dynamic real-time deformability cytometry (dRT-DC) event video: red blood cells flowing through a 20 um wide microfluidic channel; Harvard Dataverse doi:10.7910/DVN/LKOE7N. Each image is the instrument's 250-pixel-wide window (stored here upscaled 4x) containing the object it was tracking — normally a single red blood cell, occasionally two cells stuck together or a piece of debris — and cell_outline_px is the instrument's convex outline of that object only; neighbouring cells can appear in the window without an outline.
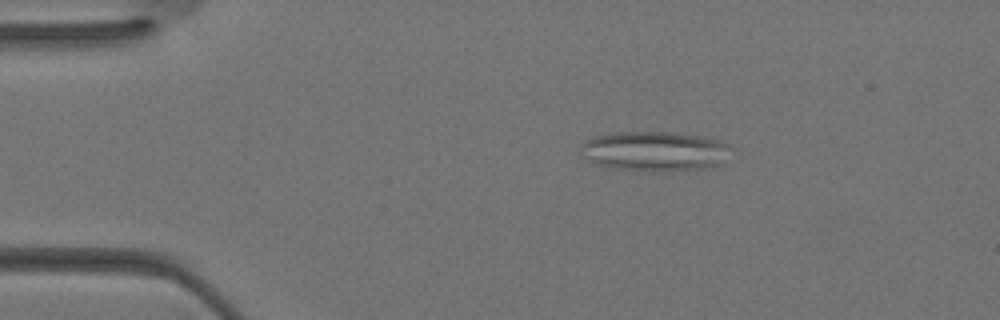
{"species": "Egyptian fruit bat (a non-hibernating species)", "species_latin": "Rousettus aegyptiacus", "temperature_condition": "warm", "stored_images_in_passage": 34, "segment_of_instrument_passage": [1, 3], "camera_frame_rate_fps": 3000, "um_per_image_px": 0.085, "animal": {"sex": "female"}, "frame": {"image": 1, "passage_image": 6, "time_ms": 1.667, "image_size_px": [1000, 320], "cell_outline_px": [[728, 144], [720, 164], [700, 168], [660, 172], [652, 172], [616, 168], [596, 164], [584, 156], [584, 140], [608, 132], [668, 132], [696, 136], [720, 140]], "centroid_in_image_um": [55.58, 12.85], "position_along_channel_um": 29.4, "area_um2": 33.99}}